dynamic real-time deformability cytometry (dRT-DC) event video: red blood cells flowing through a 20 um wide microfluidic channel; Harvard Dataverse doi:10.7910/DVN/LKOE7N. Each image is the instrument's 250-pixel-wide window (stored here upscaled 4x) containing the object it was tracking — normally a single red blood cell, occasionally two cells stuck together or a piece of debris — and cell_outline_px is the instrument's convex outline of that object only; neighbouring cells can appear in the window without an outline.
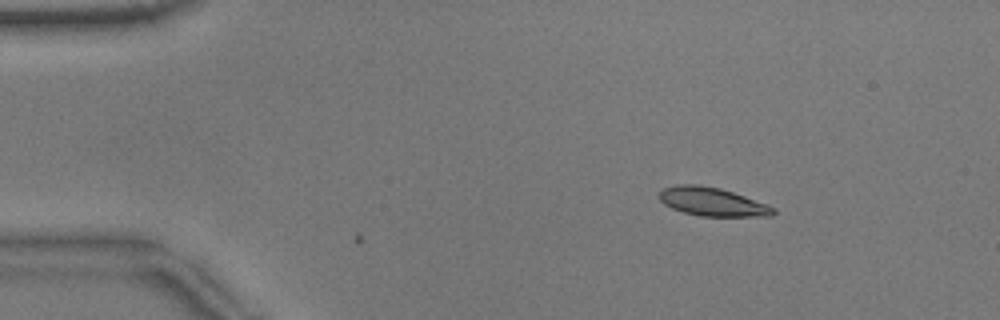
{"species": "common noctule bat (a hibernating species)", "species_latin": "Nyctalus noctula", "temperature_condition": "warm", "stored_images_in_passage": 2, "camera_frame_rate_fps": 3000, "um_per_image_px": 0.085, "animal": {"sex": "male", "body_mass_g": 17.9}, "frame": {"image": 1, "passage_image": 2, "time_ms": 0.333, "image_size_px": [1000, 320], "cell_outline_px": [[776, 212], [772, 216], [700, 216], [684, 212], [672, 208], [664, 204], [656, 196], [656, 192], [664, 188], [676, 184], [700, 184], [720, 188], [744, 196], [776, 208]], "centroid_in_image_um": [60.49, 17.14], "position_along_channel_um": 24.5, "area_um2": 19.07}}